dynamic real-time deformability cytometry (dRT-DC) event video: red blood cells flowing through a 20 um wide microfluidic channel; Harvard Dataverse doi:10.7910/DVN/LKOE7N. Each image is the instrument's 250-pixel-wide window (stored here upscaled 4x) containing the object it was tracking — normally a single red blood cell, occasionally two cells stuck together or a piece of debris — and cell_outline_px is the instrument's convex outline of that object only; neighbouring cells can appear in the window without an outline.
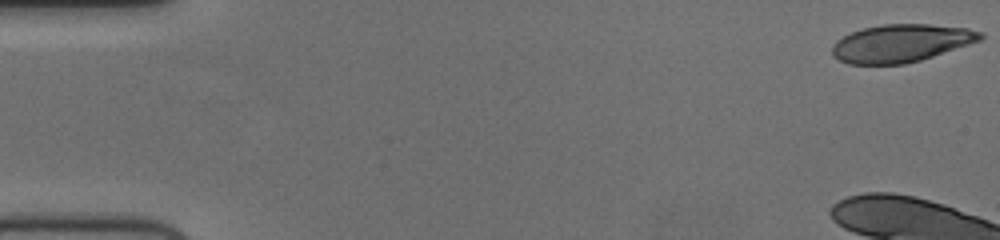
{"species": "human", "species_latin": "Homo sapiens", "temperature_condition": "cold", "stored_images_in_passage": 49, "camera_frame_rate_fps": 3000, "um_per_image_px": 0.085, "donor": {"sex": "female"}, "frame": {"image": 1, "passage_image": 1, "time_ms": 0.0, "image_size_px": [1000, 240], "cell_outline_px": [[984, 36], [980, 40], [920, 60], [904, 64], [848, 64], [832, 56], [832, 44], [836, 40], [852, 32], [864, 28], [884, 24], [928, 24], [968, 28], [984, 32]], "centroid_in_image_um": [76.57, 3.67], "position_along_channel_um": 8.4, "area_um2": 32.43}}
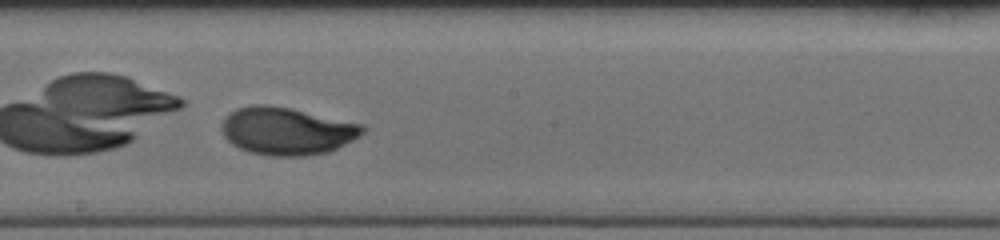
{"frame": {"image": 2, "passage_image": 33, "time_ms": 10.667, "image_size_px": [1000, 240], "cell_outline_px": [[368, 128], [360, 136], [328, 152], [304, 156], [272, 156], [248, 152], [232, 144], [224, 136], [224, 120], [228, 112], [236, 108], [252, 104], [268, 104], [292, 108], [364, 124]], "centroid_in_image_um": [24.41, 11.12], "position_along_channel_um": 223.8, "area_um2": 39.25}}
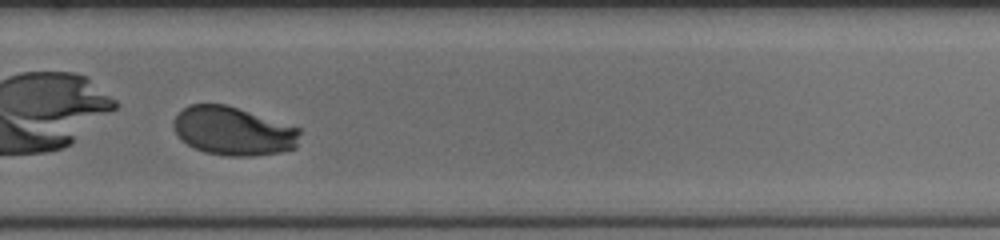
{"frame": {"image": 3, "passage_image": 40, "time_ms": 13.0, "image_size_px": [1000, 240], "cell_outline_px": [[300, 132], [296, 148], [280, 152], [256, 156], [224, 156], [204, 152], [180, 140], [172, 124], [172, 120], [188, 104], [224, 104], [300, 128]], "centroid_in_image_um": [19.81, 11.15], "position_along_channel_um": 310.0, "area_um2": 35.66}, "authors_computed_cell_mechanics": {"area_um2": 37.7434, "velocity_mm_per_s": 3.7002, "shape_relaxation_time_tau1_ms": 3.8108, "shape_relaxation_time_tau2_ms": null, "deformation_change_tau1": 0.1982, "deformation_change_tau2": null}}